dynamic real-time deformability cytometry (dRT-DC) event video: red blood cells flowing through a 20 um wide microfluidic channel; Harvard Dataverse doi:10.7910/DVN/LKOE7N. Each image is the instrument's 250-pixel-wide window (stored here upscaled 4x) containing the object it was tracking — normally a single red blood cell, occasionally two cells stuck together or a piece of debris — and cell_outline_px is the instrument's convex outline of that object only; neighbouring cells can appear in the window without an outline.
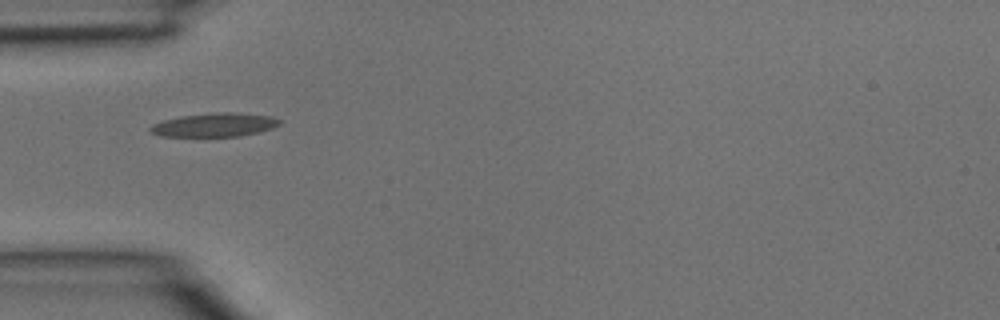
{"species": "common noctule bat (a hibernating species)", "species_latin": "Nyctalus noctula", "temperature_condition": "room temperature", "stored_images_in_passage": 2, "camera_frame_rate_fps": 3000, "um_per_image_px": 0.085, "animal": {"sex": "male", "body_mass_g": 15.6}, "frame": {"image": 1, "passage_image": 1, "time_ms": 0.0, "image_size_px": [1000, 320], "cell_outline_px": [[280, 124], [272, 128], [260, 132], [240, 136], [160, 136], [152, 132], [148, 128], [152, 124], [164, 120], [180, 116], [216, 112], [232, 112], [272, 116], [280, 120]], "centroid_in_image_um": [18.25, 10.61], "position_along_channel_um": 66.8, "area_um2": 17.8}}